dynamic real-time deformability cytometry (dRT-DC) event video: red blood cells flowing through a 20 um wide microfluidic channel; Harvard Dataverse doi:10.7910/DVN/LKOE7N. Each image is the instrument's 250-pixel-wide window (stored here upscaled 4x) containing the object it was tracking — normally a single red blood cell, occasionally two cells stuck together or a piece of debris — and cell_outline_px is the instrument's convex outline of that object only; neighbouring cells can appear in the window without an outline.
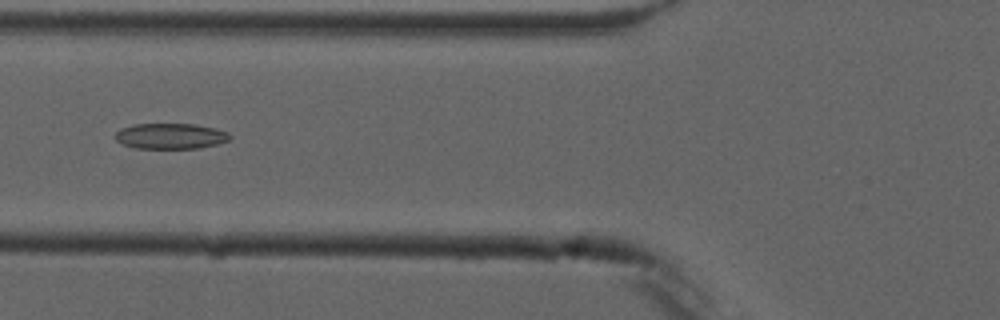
{"species": "common noctule bat (a hibernating species)", "species_latin": "Nyctalus noctula", "temperature_condition": "cold", "stored_images_in_passage": 6, "camera_frame_rate_fps": 3000, "um_per_image_px": 0.085, "animal": {"sex": "male", "forearm_length_mm": 52.5}, "frame": {"image": 1, "passage_image": 6, "time_ms": 6.667, "image_size_px": [1000, 320], "cell_outline_px": [[232, 140], [200, 148], [136, 148], [124, 144], [116, 140], [116, 132], [120, 128], [136, 124], [196, 124], [228, 132], [232, 136]], "centroid_in_image_um": [14.53, 11.57], "position_along_channel_um": 111.3, "area_um2": 17.05}}